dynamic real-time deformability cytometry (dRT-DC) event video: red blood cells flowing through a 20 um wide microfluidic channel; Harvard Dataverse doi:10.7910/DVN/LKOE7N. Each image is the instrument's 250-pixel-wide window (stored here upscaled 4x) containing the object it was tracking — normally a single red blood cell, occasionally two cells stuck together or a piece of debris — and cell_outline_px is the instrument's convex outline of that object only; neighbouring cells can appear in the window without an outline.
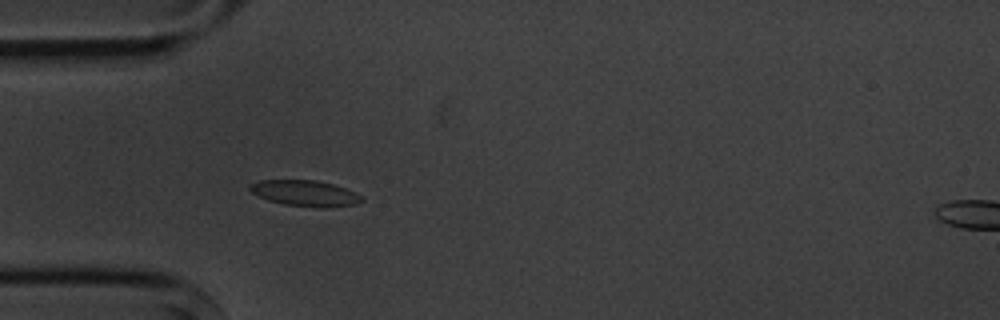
{"species": "common noctule bat (a hibernating species)", "species_latin": "Nyctalus noctula", "temperature_condition": "cold", "stored_images_in_passage": 6, "camera_frame_rate_fps": 3000, "um_per_image_px": 0.085, "animal": {"sex": "male", "body_mass_g": 20.1, "forearm_length_mm": 53.5}, "frame": {"image": 1, "passage_image": 5, "time_ms": 5.333, "image_size_px": [1000, 320], "cell_outline_px": [[364, 200], [356, 204], [324, 208], [284, 204], [268, 200], [252, 192], [248, 188], [248, 184], [260, 180], [316, 180], [332, 184], [356, 192]], "centroid_in_image_um": [25.92, 16.42], "position_along_channel_um": 59.1, "area_um2": 16.76}}